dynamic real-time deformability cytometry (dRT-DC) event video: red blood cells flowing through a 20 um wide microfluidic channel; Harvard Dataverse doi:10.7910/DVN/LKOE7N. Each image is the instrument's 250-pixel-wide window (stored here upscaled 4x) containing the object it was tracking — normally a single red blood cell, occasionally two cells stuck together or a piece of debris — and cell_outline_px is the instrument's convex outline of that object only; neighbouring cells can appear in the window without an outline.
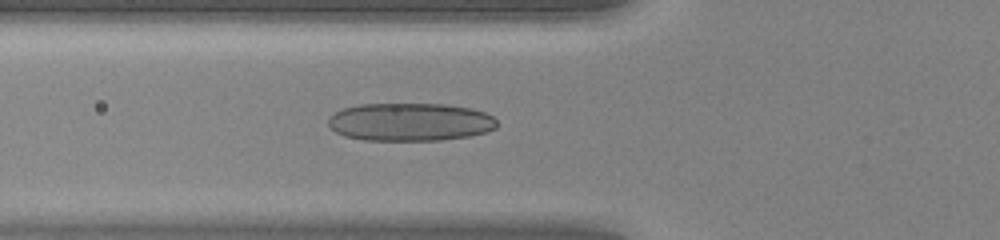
{"species": "human", "species_latin": "Homo sapiens", "temperature_condition": "warm", "stored_images_in_passage": 47, "camera_frame_rate_fps": 3000, "um_per_image_px": 0.085, "donor": {"sex": "female"}, "frame": {"image": 1, "passage_image": 17, "time_ms": 5.333, "image_size_px": [1000, 240], "cell_outline_px": [[496, 128], [484, 132], [468, 136], [440, 140], [364, 140], [344, 136], [336, 132], [328, 124], [328, 116], [344, 108], [360, 104], [444, 104], [472, 108], [484, 112], [492, 116], [496, 120]], "centroid_in_image_um": [34.84, 10.36], "position_along_channel_um": 91.0, "area_um2": 37.34}}
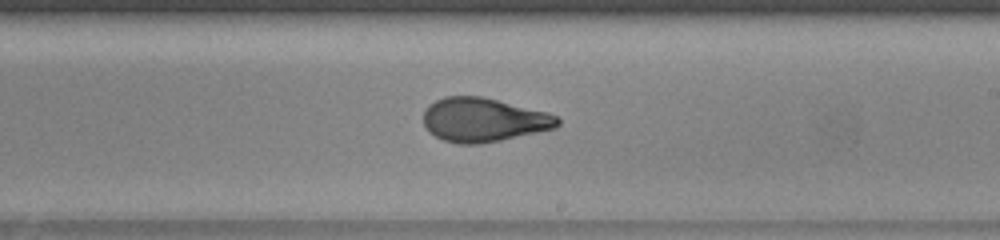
{"frame": {"image": 2, "passage_image": 28, "time_ms": 9.0, "image_size_px": [1000, 240], "cell_outline_px": [[560, 124], [556, 128], [500, 140], [480, 144], [460, 144], [444, 140], [428, 132], [424, 124], [424, 108], [428, 104], [444, 96], [480, 96], [548, 112], [556, 116], [560, 120]], "centroid_in_image_um": [41.08, 10.18], "position_along_channel_um": 247.9, "area_um2": 34.33}}
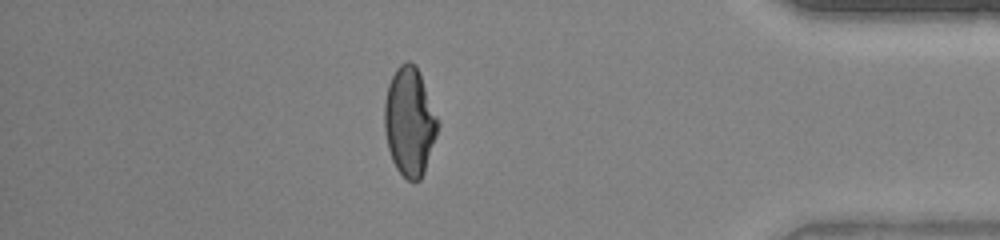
{"frame": {"image": 3, "passage_image": 41, "time_ms": 13.333, "image_size_px": [1000, 240], "cell_outline_px": [[440, 124], [424, 172], [420, 180], [408, 180], [396, 168], [392, 160], [388, 148], [384, 128], [384, 104], [388, 84], [396, 68], [400, 64], [408, 60], [416, 64], [420, 72], [440, 120]], "centroid_in_image_um": [34.83, 10.29], "position_along_channel_um": 400.4, "area_um2": 34.04}, "authors_computed_cell_mechanics": {"area_um2": 34.8534, "velocity_mm_per_s": 4.2741, "shape_relaxation_time_tau1_ms": null, "shape_relaxation_time_tau2_ms": 0.9084, "deformation_change_tau1": null, "deformation_change_tau2": 0.0784}}